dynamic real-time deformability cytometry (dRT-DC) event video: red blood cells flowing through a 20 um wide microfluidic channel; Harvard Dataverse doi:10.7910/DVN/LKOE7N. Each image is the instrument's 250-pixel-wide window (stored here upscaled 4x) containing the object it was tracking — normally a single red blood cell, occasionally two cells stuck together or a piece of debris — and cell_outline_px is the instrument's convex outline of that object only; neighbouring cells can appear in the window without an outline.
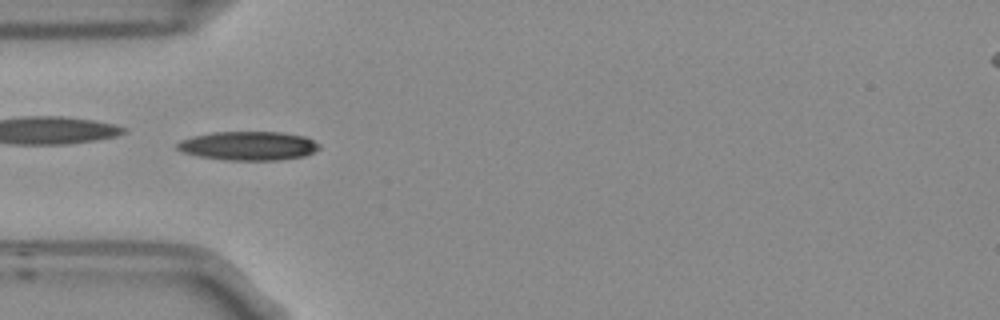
{"species": "Egyptian fruit bat (a non-hibernating species)", "species_latin": "Rousettus aegyptiacus", "temperature_condition": "room temperature", "stored_images_in_passage": 4, "camera_frame_rate_fps": 3000, "um_per_image_px": 0.085, "frame": {"image": 1, "passage_image": 3, "time_ms": 0.667, "image_size_px": [1000, 320], "cell_outline_px": [[320, 148], [304, 156], [276, 160], [228, 160], [200, 156], [184, 152], [176, 148], [176, 144], [180, 140], [192, 136], [212, 132], [280, 132], [304, 136], [320, 144]], "centroid_in_image_um": [21.1, 12.39], "position_along_channel_um": 63.9, "area_um2": 23.76}}